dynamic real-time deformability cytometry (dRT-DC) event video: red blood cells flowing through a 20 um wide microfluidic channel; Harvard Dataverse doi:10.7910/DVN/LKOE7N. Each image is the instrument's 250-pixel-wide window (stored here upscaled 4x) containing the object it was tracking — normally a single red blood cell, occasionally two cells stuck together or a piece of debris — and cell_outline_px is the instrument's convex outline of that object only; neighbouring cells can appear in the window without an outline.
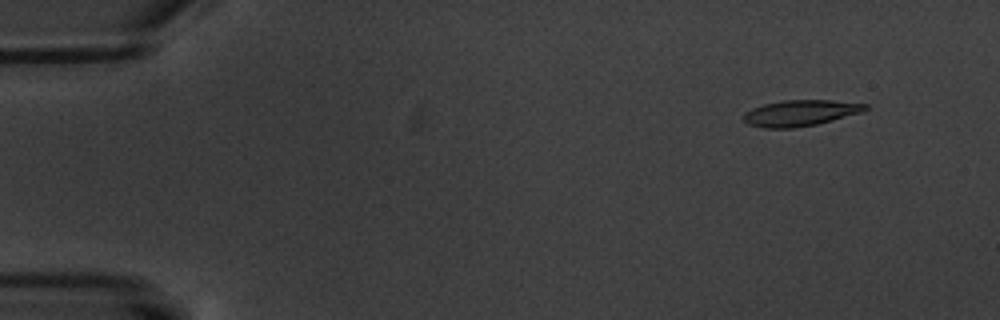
{"species": "common noctule bat (a hibernating species)", "species_latin": "Nyctalus noctula", "temperature_condition": "warm", "stored_images_in_passage": 6, "camera_frame_rate_fps": 3000, "um_per_image_px": 0.085, "animal": {"sex": "male", "body_mass_g": 20.1, "forearm_length_mm": 53.5}, "frame": {"image": 1, "passage_image": 2, "time_ms": 1.333, "image_size_px": [1000, 320], "cell_outline_px": [[868, 108], [860, 112], [832, 120], [816, 124], [792, 128], [764, 128], [748, 124], [744, 120], [744, 112], [752, 108], [764, 104], [780, 100], [832, 100], [868, 104]], "centroid_in_image_um": [67.99, 9.6], "position_along_channel_um": 17.0, "area_um2": 18.32}}
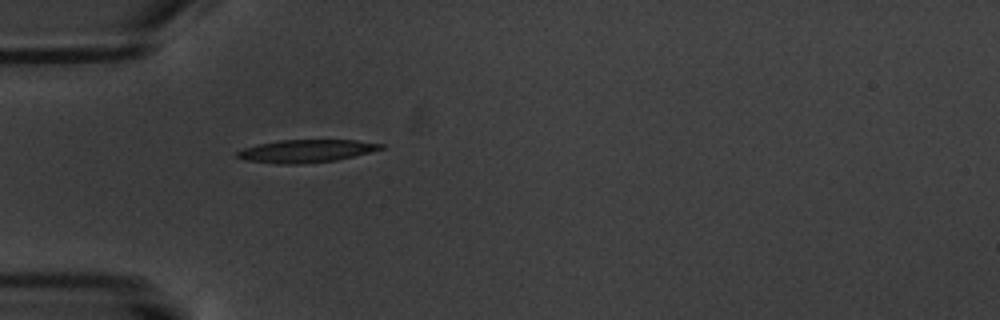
{"frame": {"image": 2, "passage_image": 6, "time_ms": 5.667, "image_size_px": [1000, 320], "cell_outline_px": [[384, 148], [336, 160], [300, 164], [276, 164], [244, 160], [236, 156], [236, 152], [244, 148], [260, 144], [280, 140], [356, 140], [384, 144]], "centroid_in_image_um": [25.99, 12.84], "position_along_channel_um": 59.0, "area_um2": 18.9}}